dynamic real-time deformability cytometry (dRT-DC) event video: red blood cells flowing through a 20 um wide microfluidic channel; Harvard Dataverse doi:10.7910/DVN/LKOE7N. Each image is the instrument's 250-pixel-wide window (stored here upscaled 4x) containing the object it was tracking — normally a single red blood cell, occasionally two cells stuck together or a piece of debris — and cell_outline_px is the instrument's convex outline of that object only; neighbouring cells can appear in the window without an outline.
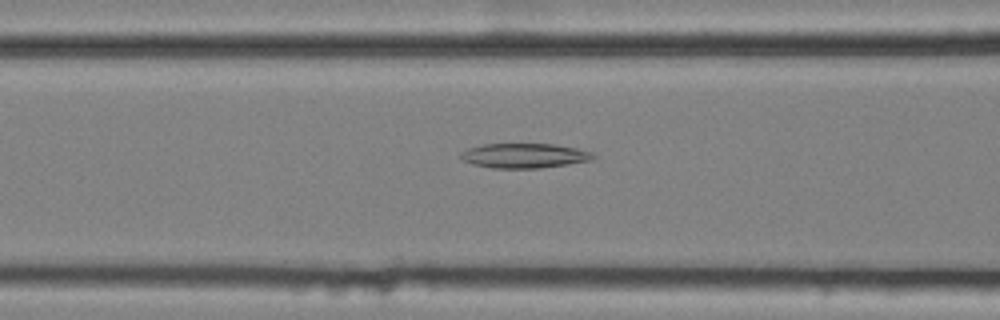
{"species": "common noctule bat (a hibernating species)", "species_latin": "Nyctalus noctula", "temperature_condition": "cold", "stored_images_in_passage": 36, "camera_frame_rate_fps": 3000, "um_per_image_px": 0.085, "animal": {"sex": "female", "body_mass_g": 25.1}, "frame": {"image": 1, "passage_image": 9, "time_ms": 2.667, "image_size_px": [1000, 320], "cell_outline_px": [[596, 156], [592, 160], [568, 164], [540, 168], [492, 168], [472, 164], [464, 160], [460, 156], [460, 152], [468, 148], [484, 144], [556, 144], [576, 148], [592, 152]], "centroid_in_image_um": [44.58, 13.23], "position_along_channel_um": 122.0, "area_um2": 19.07}}
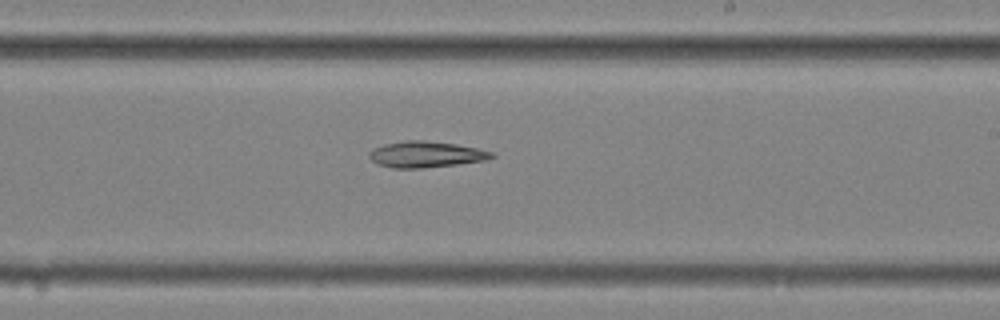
{"frame": {"image": 2, "passage_image": 20, "time_ms": 6.333, "image_size_px": [1000, 320], "cell_outline_px": [[496, 156], [484, 160], [456, 164], [424, 168], [392, 168], [376, 164], [368, 156], [368, 152], [372, 148], [384, 144], [404, 140], [424, 140], [456, 144], [476, 148], [492, 152]], "centroid_in_image_um": [36.13, 13.12], "position_along_channel_um": 252.9, "area_um2": 18.67}}
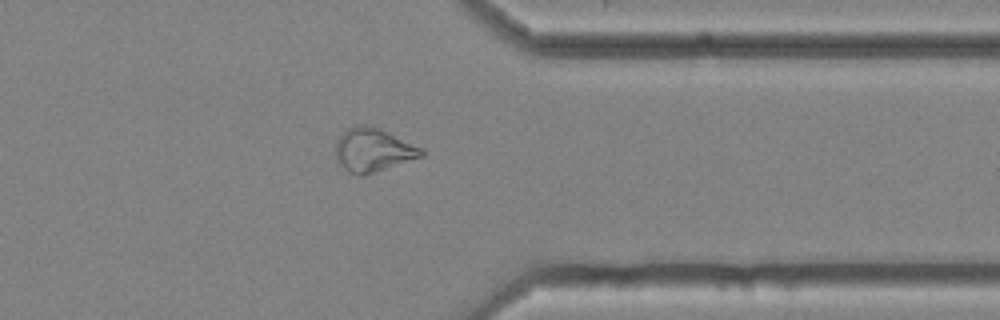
{"frame": {"image": 3, "passage_image": 31, "time_ms": 10.0, "image_size_px": [1000, 320], "cell_outline_px": [[424, 156], [364, 176], [356, 176], [348, 172], [336, 160], [336, 140], [348, 128], [364, 124], [368, 124], [380, 128], [424, 148]], "centroid_in_image_um": [31.73, 12.76], "position_along_channel_um": 379.7, "area_um2": 22.02}}